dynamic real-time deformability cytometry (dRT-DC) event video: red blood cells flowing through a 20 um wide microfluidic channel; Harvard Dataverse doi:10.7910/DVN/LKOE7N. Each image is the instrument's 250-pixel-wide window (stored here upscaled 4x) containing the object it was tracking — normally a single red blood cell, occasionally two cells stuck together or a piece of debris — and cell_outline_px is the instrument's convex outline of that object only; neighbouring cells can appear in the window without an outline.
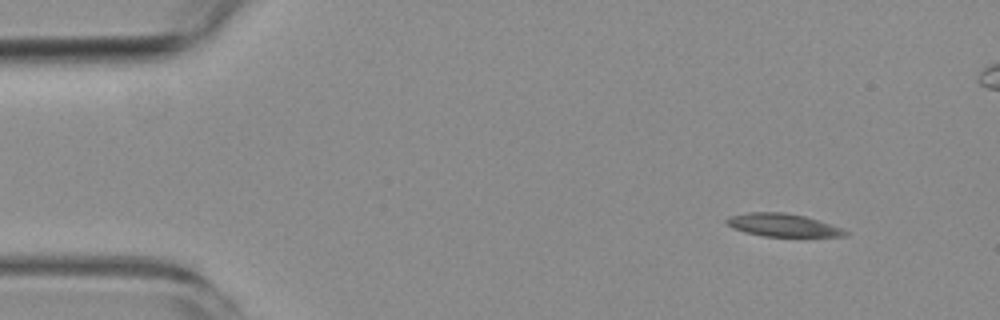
{"species": "common noctule bat (a hibernating species)", "species_latin": "Nyctalus noctula", "temperature_condition": "room temperature", "stored_images_in_passage": 9, "camera_frame_rate_fps": 3000, "um_per_image_px": 0.085, "animal": {"sex": "female", "body_mass_g": 19.3, "forearm_length_mm": 54.1}, "frame": {"image": 1, "passage_image": 1, "time_ms": 0.0, "image_size_px": [1000, 320], "cell_outline_px": [[848, 232], [844, 236], [764, 236], [744, 232], [732, 228], [724, 220], [728, 216], [748, 212], [784, 212], [804, 216], [840, 228]], "centroid_in_image_um": [66.43, 19.12], "position_along_channel_um": 18.6, "area_um2": 15.55}}
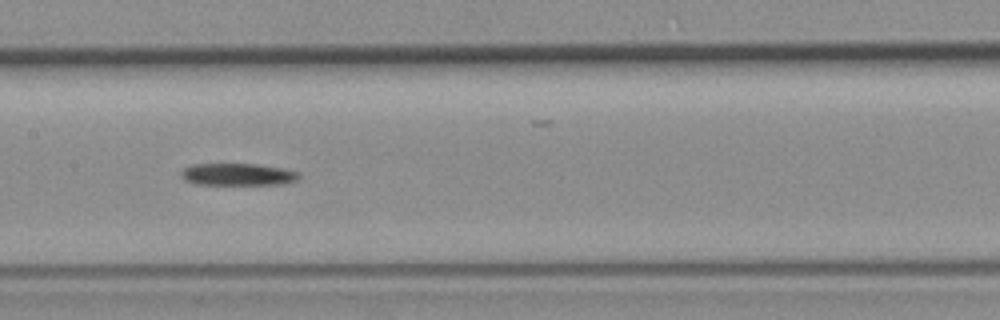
{"frame": {"image": 2, "passage_image": 6, "time_ms": 7.0, "image_size_px": [1000, 320], "cell_outline_px": [[300, 176], [296, 180], [288, 184], [196, 184], [184, 180], [180, 176], [180, 172], [184, 168], [192, 164], [256, 164], [280, 168], [300, 172]], "centroid_in_image_um": [20.2, 14.83], "position_along_channel_um": 187.2, "area_um2": 15.2}}
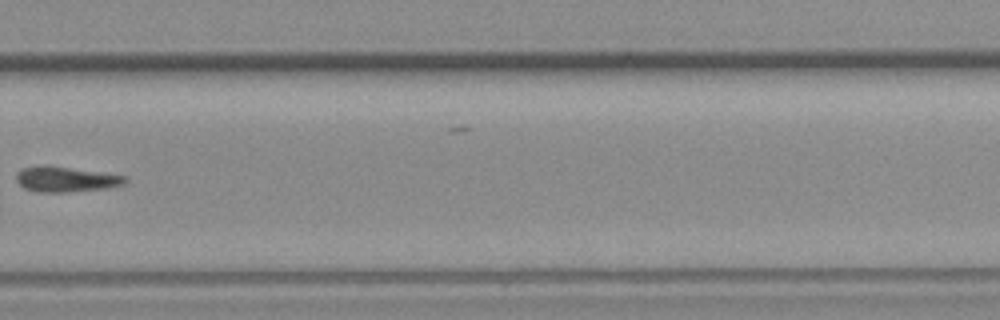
{"frame": {"image": 3, "passage_image": 9, "time_ms": 10.667, "image_size_px": [1000, 320], "cell_outline_px": [[128, 180], [124, 184], [108, 188], [68, 192], [40, 192], [24, 188], [16, 180], [16, 172], [20, 168], [40, 164], [52, 164], [128, 176]], "centroid_in_image_um": [5.59, 15.2], "position_along_channel_um": 324.2, "area_um2": 16.65}}